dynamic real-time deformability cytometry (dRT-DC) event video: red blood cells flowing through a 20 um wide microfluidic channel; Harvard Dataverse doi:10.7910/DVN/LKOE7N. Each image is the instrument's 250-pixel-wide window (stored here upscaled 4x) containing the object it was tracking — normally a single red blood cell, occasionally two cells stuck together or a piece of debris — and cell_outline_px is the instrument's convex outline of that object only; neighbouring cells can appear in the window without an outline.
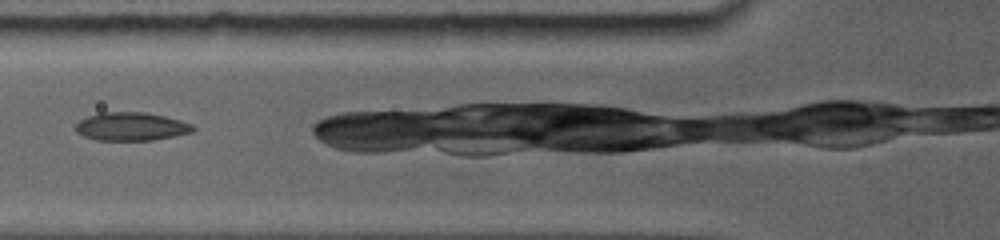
{"species": "common noctule bat (a hibernating species)", "species_latin": "Nyctalus noctula", "temperature_condition": "room temperature", "stored_images_in_passage": 8, "camera_frame_rate_fps": 5000, "um_per_image_px": 0.085, "animal": {"sex": "female", "body_mass_g": 19.0, "forearm_length_mm": 56.7}, "frame": {"image": 1, "passage_image": 2, "time_ms": 1.0, "image_size_px": [1000, 240], "cell_outline_px": [[196, 128], [192, 132], [152, 140], [100, 140], [84, 136], [76, 132], [76, 124], [80, 120], [88, 116], [100, 112], [144, 112], [164, 116], [180, 120], [192, 124]], "centroid_in_image_um": [11.15, 10.75], "position_along_channel_um": 114.6, "area_um2": 19.19}}
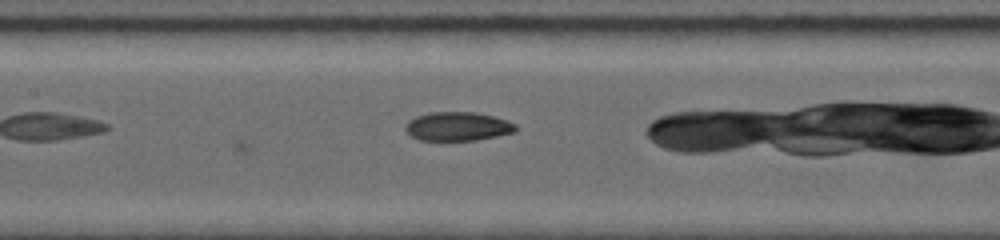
{"frame": {"image": 2, "passage_image": 4, "time_ms": 2.4, "image_size_px": [1000, 240], "cell_outline_px": [[516, 128], [512, 132], [472, 140], [420, 140], [412, 136], [404, 128], [408, 120], [416, 116], [432, 112], [476, 112], [492, 116], [516, 124]], "centroid_in_image_um": [38.84, 10.73], "position_along_channel_um": 168.6, "area_um2": 18.09}}